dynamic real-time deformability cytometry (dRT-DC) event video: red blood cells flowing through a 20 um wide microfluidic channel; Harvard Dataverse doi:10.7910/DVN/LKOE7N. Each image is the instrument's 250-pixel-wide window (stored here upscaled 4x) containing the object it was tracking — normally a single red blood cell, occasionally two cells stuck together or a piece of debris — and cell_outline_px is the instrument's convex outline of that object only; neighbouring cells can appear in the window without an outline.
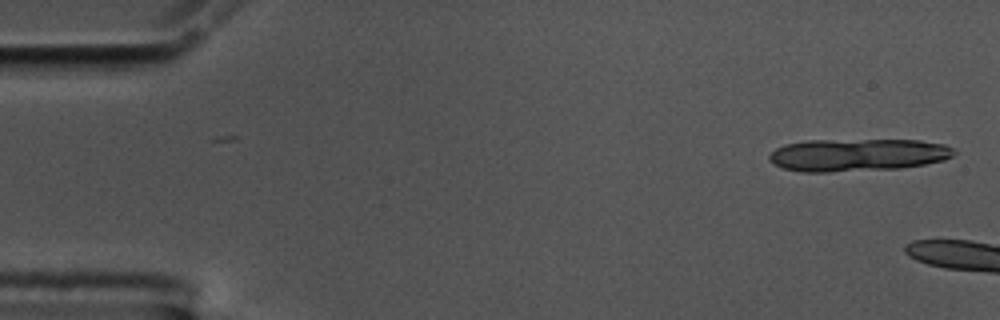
{"species": "common noctule bat (a hibernating species)", "species_latin": "Nyctalus noctula", "temperature_condition": "cold", "stored_images_in_passage": 7, "camera_frame_rate_fps": 3000, "um_per_image_px": 0.085, "animal": {"sex": "male", "body_mass_g": 17.5, "forearm_length_mm": 52.3}, "frame": {"image": 1, "passage_image": 1, "time_ms": 0.0, "image_size_px": [1000, 320], "cell_outline_px": [[956, 152], [952, 156], [944, 160], [924, 164], [900, 168], [828, 172], [800, 172], [784, 168], [768, 160], [768, 156], [776, 148], [784, 144], [808, 140], [920, 140], [944, 144], [952, 148]], "centroid_in_image_um": [72.88, 13.16], "position_along_channel_um": 12.1, "area_um2": 35.08}}